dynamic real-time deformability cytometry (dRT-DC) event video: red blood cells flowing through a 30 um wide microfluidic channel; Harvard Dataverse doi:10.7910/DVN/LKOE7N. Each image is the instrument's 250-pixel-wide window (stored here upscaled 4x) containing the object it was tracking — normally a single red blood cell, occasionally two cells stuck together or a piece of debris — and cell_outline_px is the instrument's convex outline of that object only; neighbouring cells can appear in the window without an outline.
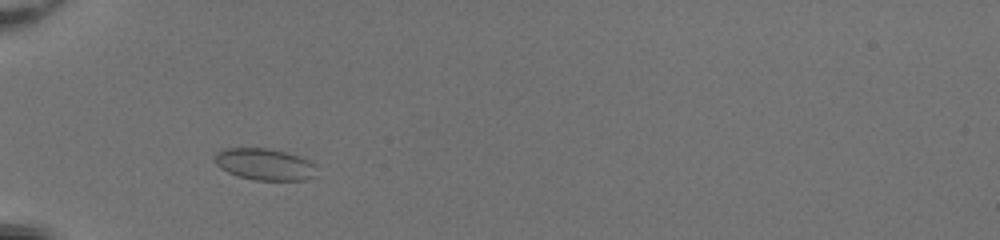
{"species": "common noctule bat (a hibernating species)", "species_latin": "Nyctalus noctula", "temperature_condition": "room temperature", "stored_images_in_passage": 40, "camera_frame_rate_fps": 3000, "um_per_image_px": 0.085, "animal": {"sex": "female", "body_mass_g": 20.0, "forearm_length_mm": 54.0}, "frame": {"image": 1, "passage_image": 7, "time_ms": 2.0, "image_size_px": [1000, 240], "cell_outline_px": [[316, 176], [308, 180], [256, 180], [240, 176], [228, 172], [220, 168], [212, 160], [216, 152], [228, 148], [264, 148], [284, 152], [308, 160], [316, 164]], "centroid_in_image_um": [22.49, 13.97], "position_along_channel_um": 62.5, "area_um2": 18.79}}
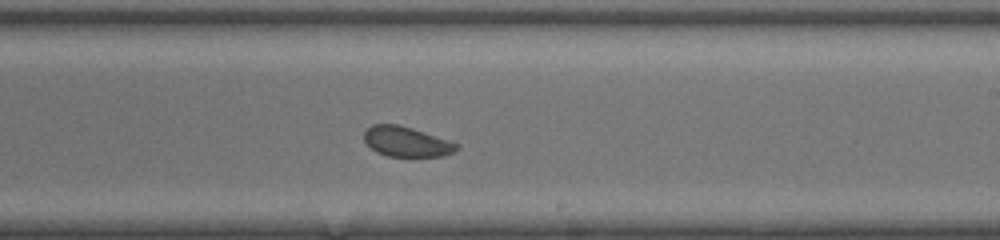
{"frame": {"image": 2, "passage_image": 22, "time_ms": 7.0, "image_size_px": [1000, 240], "cell_outline_px": [[460, 148], [444, 156], [388, 156], [376, 152], [364, 140], [364, 132], [372, 124], [396, 124], [412, 128], [460, 144]], "centroid_in_image_um": [34.56, 12.04], "position_along_channel_um": 254.4, "area_um2": 16.07}}
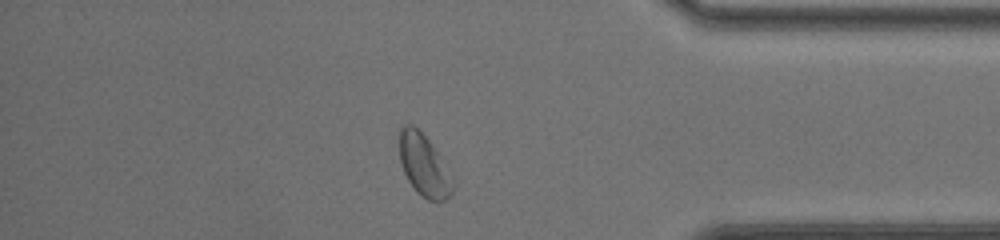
{"frame": {"image": 3, "passage_image": 34, "time_ms": 11.0, "image_size_px": [1000, 240], "cell_outline_px": [[452, 196], [444, 200], [428, 200], [420, 196], [416, 192], [408, 180], [404, 172], [400, 160], [400, 128], [404, 124], [412, 124], [420, 128], [440, 156], [452, 180]], "centroid_in_image_um": [36.01, 14.03], "position_along_channel_um": 399.2, "area_um2": 19.07}, "authors_computed_cell_mechanics": {"area_um2": 17.9758, "velocity_mm_per_s": 4.0656, "shape_relaxation_time_tau1_ms": null, "shape_relaxation_time_tau2_ms": 1.0954, "deformation_change_tau1": null, "deformation_change_tau2": 0.0588}}